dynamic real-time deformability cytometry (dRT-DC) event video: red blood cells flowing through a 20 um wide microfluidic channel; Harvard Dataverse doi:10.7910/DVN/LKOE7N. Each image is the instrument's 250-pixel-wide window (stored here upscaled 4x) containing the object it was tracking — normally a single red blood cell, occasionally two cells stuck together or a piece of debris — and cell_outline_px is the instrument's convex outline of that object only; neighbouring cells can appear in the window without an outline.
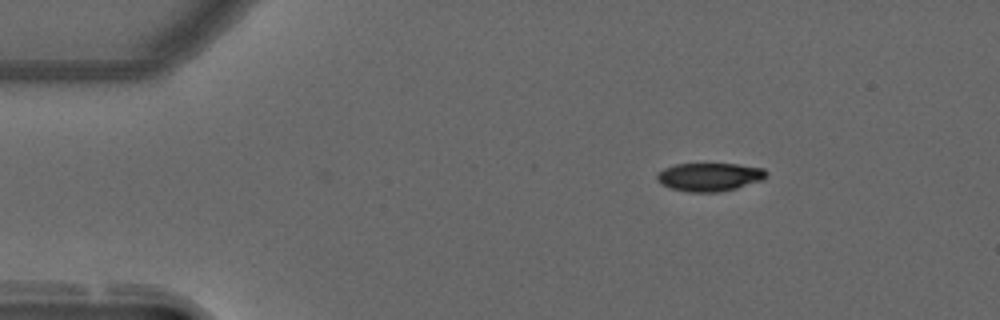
{"species": "common noctule bat (a hibernating species)", "species_latin": "Nyctalus noctula", "temperature_condition": "warm", "stored_images_in_passage": 2, "camera_frame_rate_fps": 3000, "um_per_image_px": 0.085, "animal": {"sex": "male", "forearm_length_mm": 52.5}, "frame": {"image": 1, "passage_image": 2, "time_ms": 0.333, "image_size_px": [1000, 320], "cell_outline_px": [[768, 176], [764, 180], [736, 188], [720, 192], [688, 192], [672, 188], [660, 184], [656, 180], [656, 176], [664, 168], [676, 164], [736, 164], [764, 168], [768, 172]], "centroid_in_image_um": [60.34, 15.04], "position_along_channel_um": 24.7, "area_um2": 18.15}}